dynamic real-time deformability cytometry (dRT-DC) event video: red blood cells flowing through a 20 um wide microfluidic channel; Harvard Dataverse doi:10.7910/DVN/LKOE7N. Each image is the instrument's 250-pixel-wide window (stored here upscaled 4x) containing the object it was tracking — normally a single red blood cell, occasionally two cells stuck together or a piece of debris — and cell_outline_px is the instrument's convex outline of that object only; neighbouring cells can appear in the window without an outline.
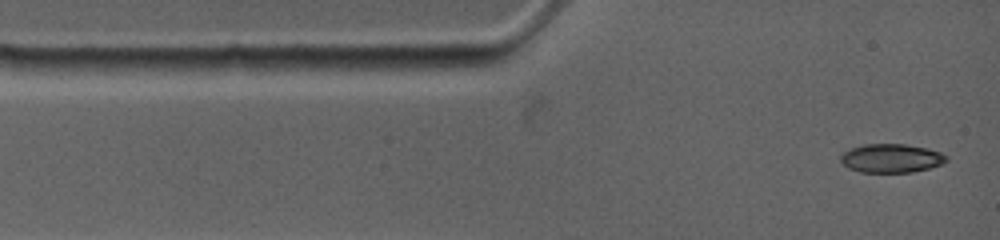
{"species": "common noctule bat (a hibernating species)", "species_latin": "Nyctalus noctula", "temperature_condition": "warm", "stored_images_in_passage": 41, "camera_frame_rate_fps": 4500, "um_per_image_px": 0.085, "animal": {"sex": "female", "body_mass_g": 19.0, "forearm_length_mm": 53.3}, "frame": {"image": 1, "passage_image": 1, "time_ms": 0.0, "image_size_px": [1000, 240], "cell_outline_px": [[948, 160], [940, 164], [928, 168], [912, 172], [860, 172], [848, 168], [840, 160], [840, 156], [844, 152], [852, 148], [864, 144], [904, 144], [928, 148], [940, 152], [948, 156]], "centroid_in_image_um": [75.76, 13.45], "position_along_channel_um": 9.2, "area_um2": 17.63}}
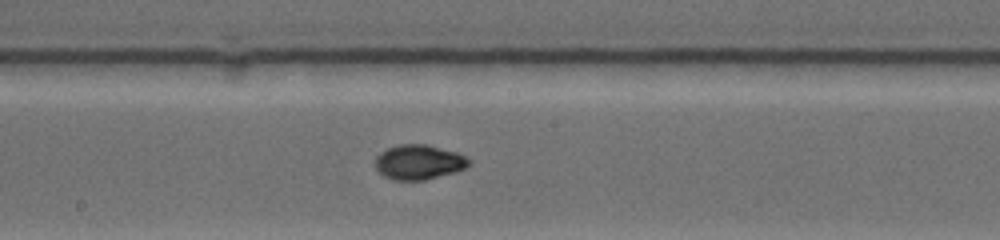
{"frame": {"image": 2, "passage_image": 16, "time_ms": 6.222, "image_size_px": [1000, 240], "cell_outline_px": [[472, 164], [456, 172], [424, 180], [392, 180], [384, 176], [376, 168], [376, 156], [380, 152], [388, 148], [400, 144], [428, 144], [456, 152], [472, 160]], "centroid_in_image_um": [35.62, 13.78], "position_along_channel_um": 212.6, "area_um2": 19.07}}
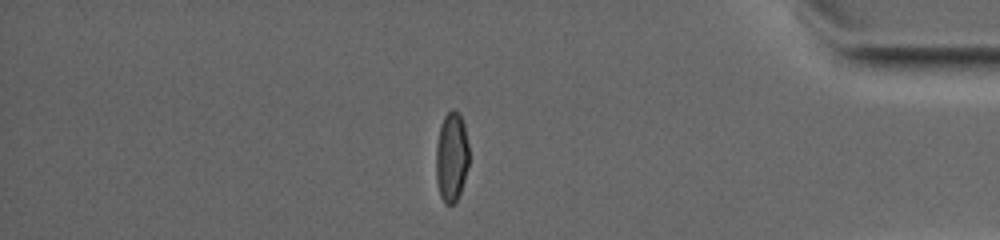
{"frame": {"image": 3, "passage_image": 31, "time_ms": 12.0, "image_size_px": [1000, 240], "cell_outline_px": [[468, 164], [464, 180], [460, 192], [456, 200], [452, 204], [444, 204], [440, 196], [436, 180], [436, 144], [440, 124], [444, 116], [452, 108], [460, 112], [464, 124], [468, 144]], "centroid_in_image_um": [38.37, 13.3], "position_along_channel_um": 396.8, "area_um2": 17.4}, "authors_computed_cell_mechanics": {"area_um2": 18.3226, "velocity_mm_per_s": 3.8283, "shape_relaxation_time_tau1_ms": 6.1796, "shape_relaxation_time_tau2_ms": null, "deformation_change_tau1": 0.2281, "deformation_change_tau2": null}}